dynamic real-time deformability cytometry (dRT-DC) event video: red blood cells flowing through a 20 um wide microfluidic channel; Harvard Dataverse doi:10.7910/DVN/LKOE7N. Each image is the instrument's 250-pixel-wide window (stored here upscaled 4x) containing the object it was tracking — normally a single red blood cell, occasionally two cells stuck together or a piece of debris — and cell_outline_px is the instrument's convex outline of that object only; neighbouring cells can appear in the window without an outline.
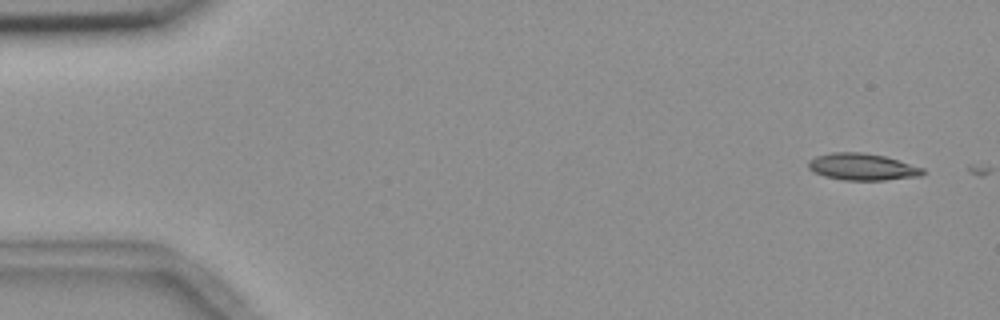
{"species": "common noctule bat (a hibernating species)", "species_latin": "Nyctalus noctula", "temperature_condition": "room temperature", "stored_images_in_passage": 2, "camera_frame_rate_fps": 3000, "um_per_image_px": 0.085, "animal": {"sex": "female", "body_mass_g": 18.4}, "frame": {"image": 1, "passage_image": 1, "time_ms": 0.0, "image_size_px": [1000, 320], "cell_outline_px": [[924, 172], [920, 176], [884, 180], [844, 180], [824, 176], [812, 172], [808, 168], [808, 160], [816, 156], [832, 152], [864, 152], [884, 156], [924, 168]], "centroid_in_image_um": [73.25, 14.18], "position_along_channel_um": 11.7, "area_um2": 17.92}}